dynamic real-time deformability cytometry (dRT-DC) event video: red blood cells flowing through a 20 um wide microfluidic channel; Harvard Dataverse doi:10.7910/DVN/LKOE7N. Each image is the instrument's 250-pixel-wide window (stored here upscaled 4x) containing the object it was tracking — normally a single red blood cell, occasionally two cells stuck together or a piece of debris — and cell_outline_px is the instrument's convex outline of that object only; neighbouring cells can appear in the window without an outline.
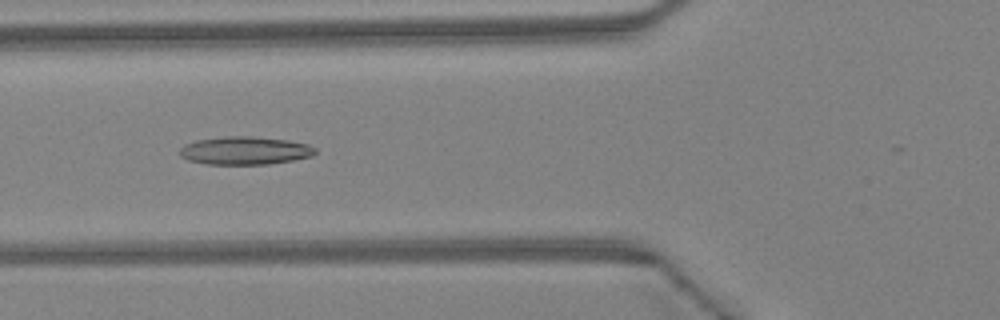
{"species": "Egyptian fruit bat (a non-hibernating species)", "species_latin": "Rousettus aegyptiacus", "temperature_condition": "warm", "stored_images_in_passage": 45, "camera_frame_rate_fps": 3000, "um_per_image_px": 0.085, "animal": {"sex": "female"}, "frame": {"image": 1, "passage_image": 17, "time_ms": 5.333, "image_size_px": [1000, 320], "cell_outline_px": [[316, 152], [312, 156], [292, 160], [268, 164], [208, 164], [188, 160], [180, 156], [180, 148], [184, 144], [196, 140], [224, 136], [252, 136], [288, 140], [308, 144], [316, 148]], "centroid_in_image_um": [20.81, 12.79], "position_along_channel_um": 105.0, "area_um2": 22.2}}
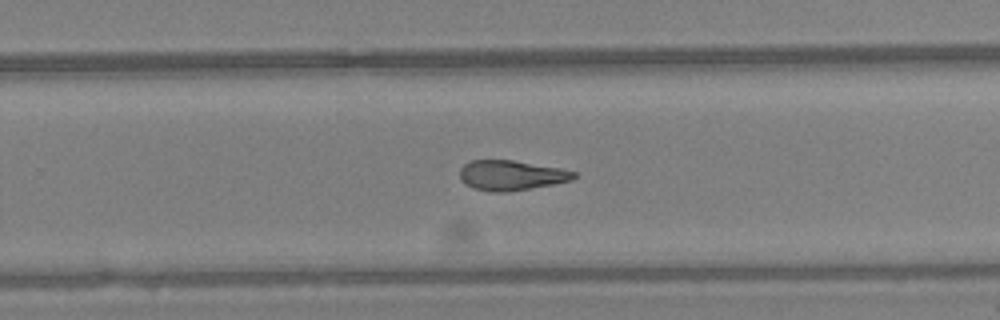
{"frame": {"image": 2, "passage_image": 29, "time_ms": 9.333, "image_size_px": [1000, 320], "cell_outline_px": [[576, 176], [572, 180], [552, 184], [504, 192], [492, 192], [476, 188], [468, 184], [460, 176], [460, 168], [468, 160], [512, 160], [560, 168], [576, 172]], "centroid_in_image_um": [43.46, 14.88], "position_along_channel_um": 286.3, "area_um2": 19.54}}
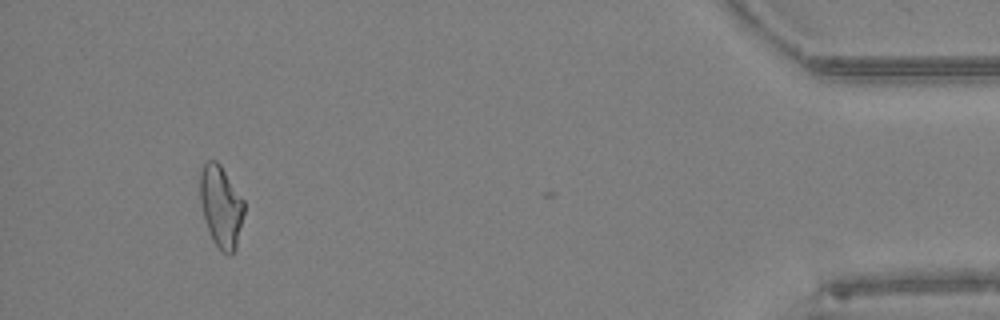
{"frame": {"image": 3, "passage_image": 42, "time_ms": 13.667, "image_size_px": [1000, 320], "cell_outline_px": [[244, 212], [236, 248], [228, 256], [212, 240], [204, 216], [200, 200], [200, 172], [204, 164], [208, 160], [216, 160], [220, 164], [244, 200]], "centroid_in_image_um": [18.79, 17.52], "position_along_channel_um": 416.4, "area_um2": 20.69}, "authors_computed_cell_mechanics": {"area_um2": 21.2126, "velocity_mm_per_s": 4.5542, "shape_relaxation_time_tau1_ms": null, "shape_relaxation_time_tau2_ms": 4.3564, "deformation_change_tau1": null, "deformation_change_tau2": 0.1488}}